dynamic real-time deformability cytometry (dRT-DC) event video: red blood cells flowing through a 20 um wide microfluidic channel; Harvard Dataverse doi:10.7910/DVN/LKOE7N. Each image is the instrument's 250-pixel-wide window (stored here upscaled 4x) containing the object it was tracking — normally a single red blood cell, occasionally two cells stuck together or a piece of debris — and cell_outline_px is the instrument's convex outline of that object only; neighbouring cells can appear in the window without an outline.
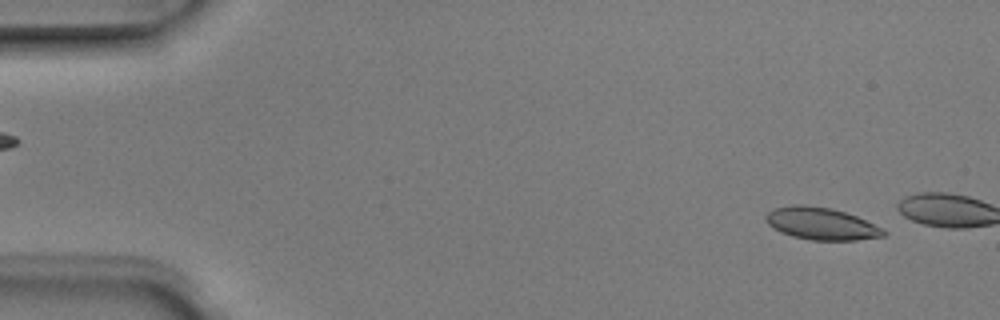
{"species": "Egyptian fruit bat (a non-hibernating species)", "species_latin": "Rousettus aegyptiacus", "temperature_condition": "room temperature", "stored_images_in_passage": 3, "camera_frame_rate_fps": 3000, "um_per_image_px": 0.085, "animal": {"sex": "male"}, "frame": {"image": 1, "passage_image": 1, "time_ms": 0.0, "image_size_px": [1000, 320], "cell_outline_px": [[888, 232], [884, 236], [856, 240], [812, 240], [792, 236], [780, 232], [768, 224], [764, 220], [764, 216], [772, 208], [796, 204], [800, 204], [832, 208], [856, 216], [884, 228]], "centroid_in_image_um": [69.8, 19.0], "position_along_channel_um": 15.2, "area_um2": 22.25}}